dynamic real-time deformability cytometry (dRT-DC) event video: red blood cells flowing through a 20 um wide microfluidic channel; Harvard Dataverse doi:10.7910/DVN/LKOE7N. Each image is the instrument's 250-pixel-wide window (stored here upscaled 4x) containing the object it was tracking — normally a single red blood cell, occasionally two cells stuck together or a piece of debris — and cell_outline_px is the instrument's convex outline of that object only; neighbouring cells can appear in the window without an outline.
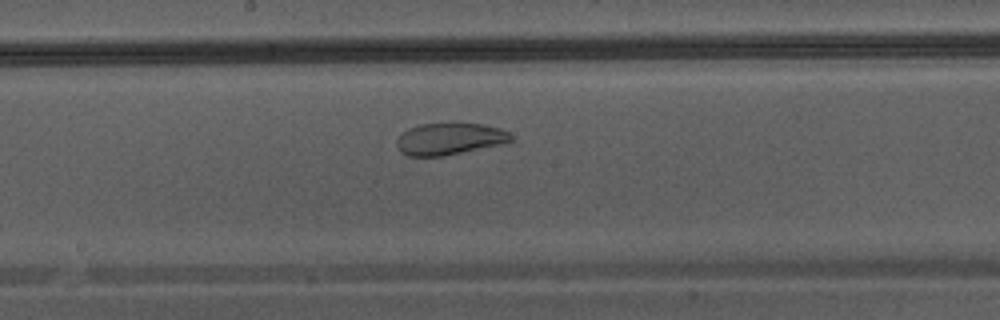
{"species": "Egyptian fruit bat (a non-hibernating species)", "species_latin": "Rousettus aegyptiacus", "temperature_condition": "warm", "stored_images_in_passage": 32, "camera_frame_rate_fps": 3000, "um_per_image_px": 0.085, "animal": {"sex": "male"}, "frame": {"image": 1, "passage_image": 10, "time_ms": 3.0, "image_size_px": [1000, 320], "cell_outline_px": [[512, 140], [500, 144], [444, 156], [408, 156], [400, 152], [396, 144], [396, 140], [408, 128], [420, 124], [452, 120], [484, 124], [500, 128], [508, 132], [512, 136]], "centroid_in_image_um": [38.19, 11.75], "position_along_channel_um": 210.0, "area_um2": 21.85}}
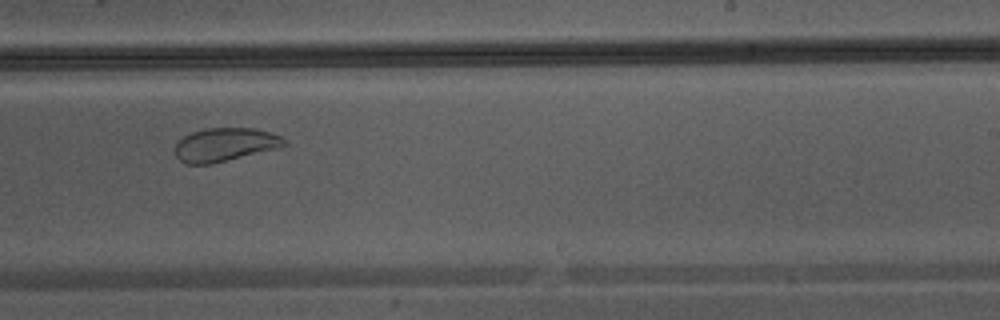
{"frame": {"image": 2, "passage_image": 14, "time_ms": 4.333, "image_size_px": [1000, 320], "cell_outline_px": [[288, 144], [280, 148], [212, 164], [188, 164], [180, 160], [176, 156], [176, 144], [184, 136], [192, 132], [204, 128], [256, 128], [272, 132], [280, 136]], "centroid_in_image_um": [19.16, 12.29], "position_along_channel_um": 269.8, "area_um2": 21.39}}
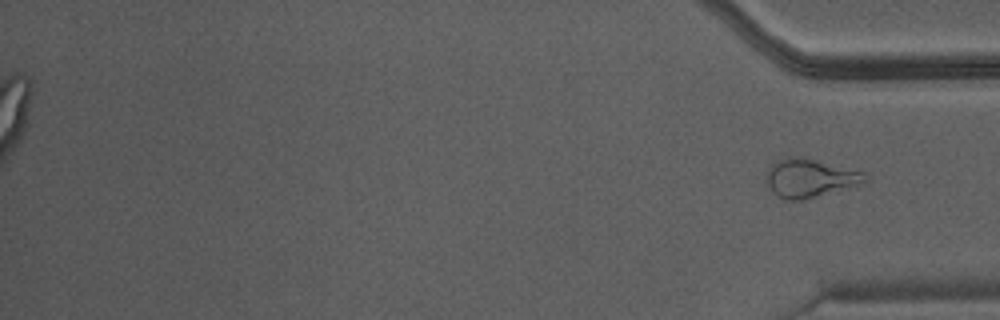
{"frame": {"image": 3, "passage_image": 32, "time_ms": 10.333, "image_size_px": [1000, 320], "cell_outline_px": [[868, 180], [856, 184], [804, 200], [784, 200], [772, 192], [768, 188], [764, 172], [772, 164], [788, 156], [800, 156], [864, 172], [868, 176]], "centroid_in_image_um": [68.75, 15.13], "position_along_channel_um": 366.5, "area_um2": 21.91}}